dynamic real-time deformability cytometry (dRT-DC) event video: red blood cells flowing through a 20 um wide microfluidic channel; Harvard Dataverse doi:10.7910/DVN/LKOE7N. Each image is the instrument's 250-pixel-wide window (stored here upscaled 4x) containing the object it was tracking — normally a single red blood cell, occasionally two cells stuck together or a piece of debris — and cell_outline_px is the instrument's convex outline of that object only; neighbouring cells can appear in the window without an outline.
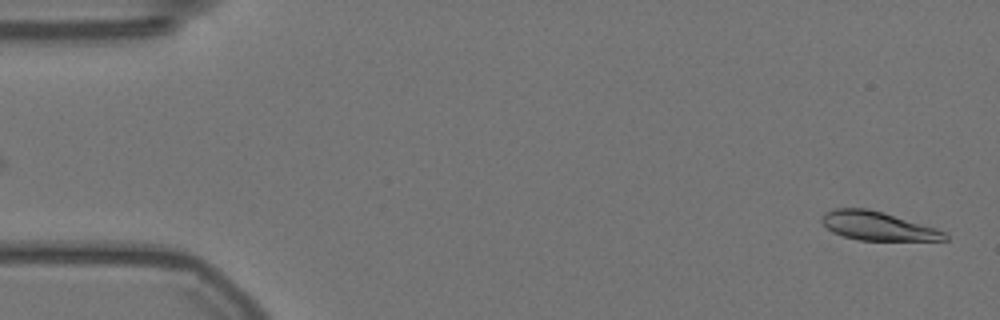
{"species": "Egyptian fruit bat (a non-hibernating species)", "species_latin": "Rousettus aegyptiacus", "temperature_condition": "warm", "stored_images_in_passage": 49, "camera_frame_rate_fps": 3000, "um_per_image_px": 0.085, "animal": {"sex": "female"}, "frame": {"image": 1, "passage_image": 1, "time_ms": 0.0, "image_size_px": [1000, 320], "cell_outline_px": [[948, 240], [860, 240], [844, 236], [832, 232], [820, 220], [820, 216], [824, 212], [832, 208], [868, 208], [884, 212], [936, 228], [944, 232], [948, 236]], "centroid_in_image_um": [74.57, 19.19], "position_along_channel_um": 10.4, "area_um2": 20.58}}
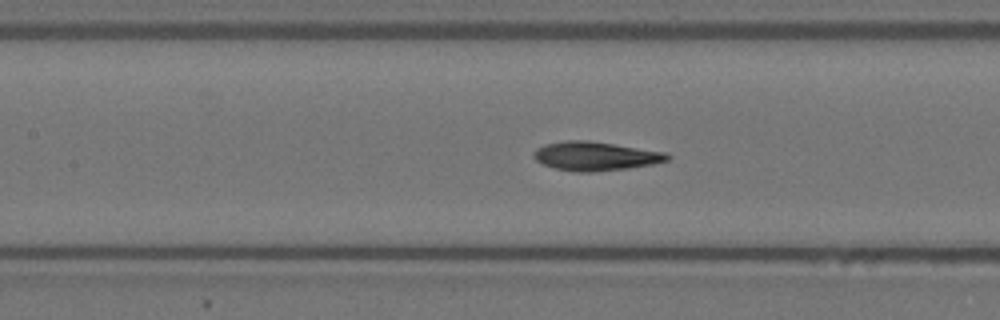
{"frame": {"image": 2, "passage_image": 24, "time_ms": 7.667, "image_size_px": [1000, 320], "cell_outline_px": [[672, 156], [668, 160], [652, 164], [628, 168], [592, 172], [576, 172], [556, 168], [544, 164], [536, 160], [532, 156], [536, 148], [544, 144], [568, 140], [584, 140], [612, 144], [664, 152]], "centroid_in_image_um": [50.58, 13.27], "position_along_channel_um": 156.8, "area_um2": 22.2}}
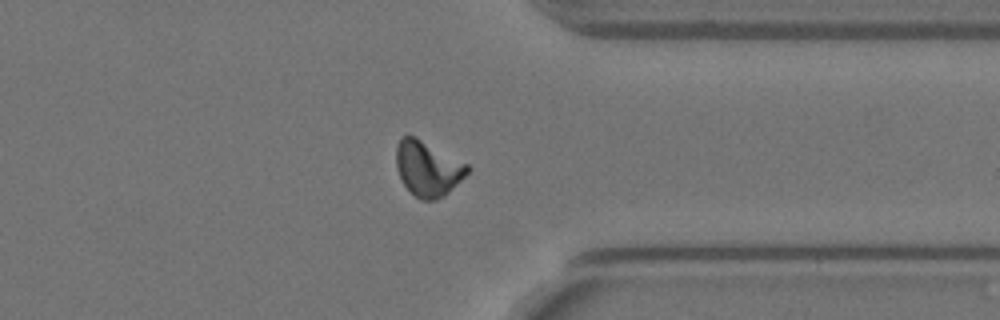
{"frame": {"image": 3, "passage_image": 43, "time_ms": 14.0, "image_size_px": [1000, 320], "cell_outline_px": [[472, 168], [444, 196], [436, 200], [420, 200], [404, 184], [396, 168], [396, 148], [400, 140], [404, 136], [416, 136], [468, 164]], "centroid_in_image_um": [36.37, 14.32], "position_along_channel_um": 375.0, "area_um2": 22.66}, "authors_computed_cell_mechanics": {"area_um2": 22.0218, "velocity_mm_per_s": 3.5366, "shape_relaxation_time_tau1_ms": 4.8698, "shape_relaxation_time_tau2_ms": 1.1982, "deformation_change_tau1": 0.1935, "deformation_change_tau2": 0.0612}}